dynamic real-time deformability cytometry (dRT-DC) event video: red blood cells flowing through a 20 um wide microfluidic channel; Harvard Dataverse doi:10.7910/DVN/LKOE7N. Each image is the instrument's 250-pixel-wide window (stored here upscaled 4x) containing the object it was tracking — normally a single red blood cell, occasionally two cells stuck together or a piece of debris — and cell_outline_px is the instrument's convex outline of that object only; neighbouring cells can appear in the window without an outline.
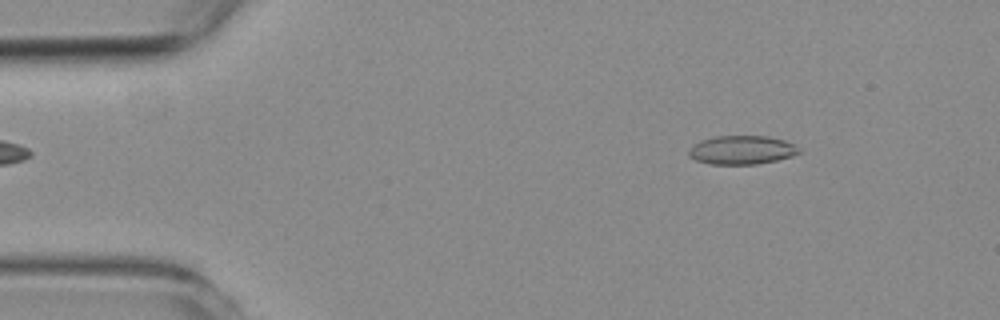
{"species": "common noctule bat (a hibernating species)", "species_latin": "Nyctalus noctula", "temperature_condition": "room temperature", "stored_images_in_passage": 57, "camera_frame_rate_fps": 3000, "um_per_image_px": 0.085, "animal": {"sex": "female", "body_mass_g": 19.3, "forearm_length_mm": 54.1}, "frame": {"image": 1, "passage_image": 7, "time_ms": 2.0, "image_size_px": [1000, 320], "cell_outline_px": [[800, 152], [792, 156], [776, 160], [756, 164], [712, 164], [696, 160], [688, 156], [688, 148], [692, 144], [700, 140], [716, 136], [768, 136], [784, 140], [800, 148]], "centroid_in_image_um": [63.01, 12.74], "position_along_channel_um": 22.0, "area_um2": 18.5}}
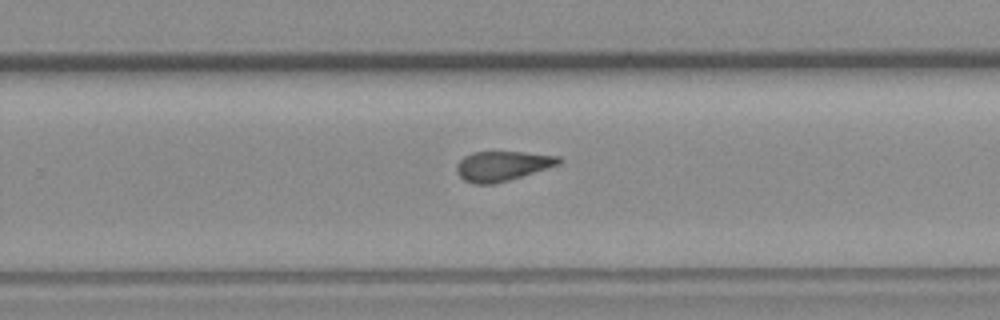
{"frame": {"image": 2, "passage_image": 36, "time_ms": 11.667, "image_size_px": [1000, 320], "cell_outline_px": [[564, 160], [560, 164], [508, 180], [492, 184], [472, 184], [464, 180], [456, 172], [456, 164], [464, 156], [472, 152], [524, 152], [560, 156]], "centroid_in_image_um": [42.69, 14.1], "position_along_channel_um": 287.1, "area_um2": 17.74}}
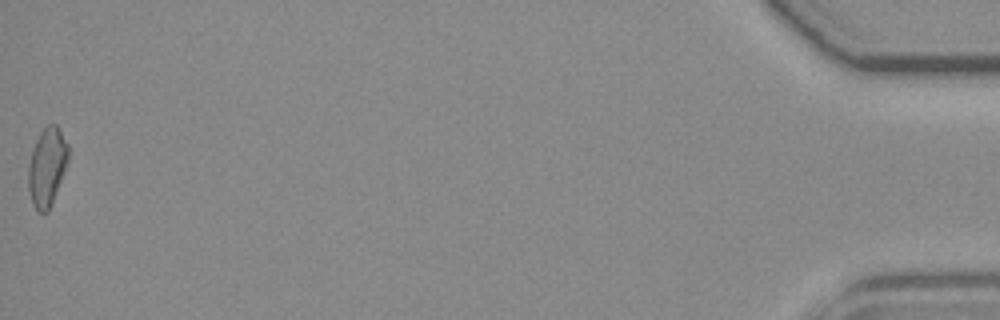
{"frame": {"image": 3, "passage_image": 57, "time_ms": 18.667, "image_size_px": [1000, 320], "cell_outline_px": [[68, 160], [48, 212], [36, 212], [32, 204], [28, 188], [28, 164], [36, 140], [40, 132], [48, 124], [56, 124], [68, 144]], "centroid_in_image_um": [3.98, 14.19], "position_along_channel_um": 431.2, "area_um2": 18.03}, "authors_computed_cell_mechanics": {"area_um2": 18.2648, "velocity_mm_per_s": 3.562, "shape_relaxation_time_tau1_ms": null, "shape_relaxation_time_tau2_ms": 3.0096, "deformation_change_tau1": null, "deformation_change_tau2": 0.1028}}